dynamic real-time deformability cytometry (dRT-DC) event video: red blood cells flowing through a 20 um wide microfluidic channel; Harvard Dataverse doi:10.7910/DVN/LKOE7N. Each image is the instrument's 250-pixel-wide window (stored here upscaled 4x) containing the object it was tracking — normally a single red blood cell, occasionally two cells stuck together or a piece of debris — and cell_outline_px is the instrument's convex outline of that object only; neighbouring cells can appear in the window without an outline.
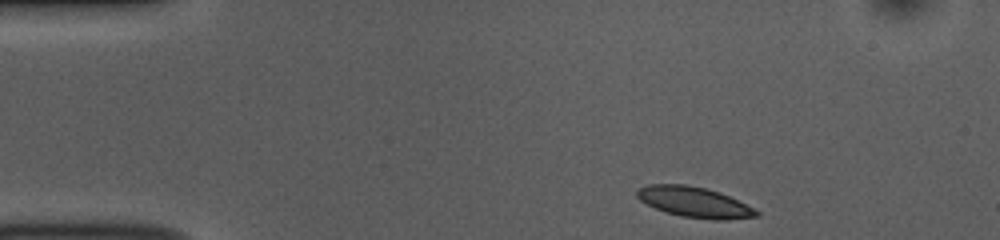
{"species": "common noctule bat (a hibernating species)", "species_latin": "Nyctalus noctula", "temperature_condition": "room temperature", "stored_images_in_passage": 45, "camera_frame_rate_fps": 3000, "um_per_image_px": 0.085, "animal": {"sex": "female", "body_mass_g": 10.0, "forearm_length_mm": 53.1}, "frame": {"image": 1, "passage_image": 1, "time_ms": 0.0, "image_size_px": [1000, 240], "cell_outline_px": [[760, 216], [724, 220], [712, 220], [680, 216], [656, 208], [640, 200], [636, 196], [636, 188], [648, 184], [688, 184], [704, 188], [728, 196], [760, 212]], "centroid_in_image_um": [58.98, 17.18], "position_along_channel_um": 26.0, "area_um2": 20.98}}
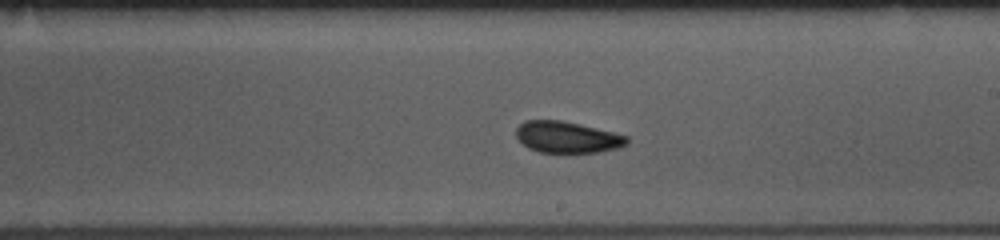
{"frame": {"image": 2, "passage_image": 23, "time_ms": 7.333, "image_size_px": [1000, 240], "cell_outline_px": [[628, 144], [620, 148], [596, 152], [540, 152], [528, 148], [516, 136], [516, 128], [524, 120], [560, 120], [580, 124], [628, 136]], "centroid_in_image_um": [48.21, 11.65], "position_along_channel_um": 240.8, "area_um2": 20.17}}
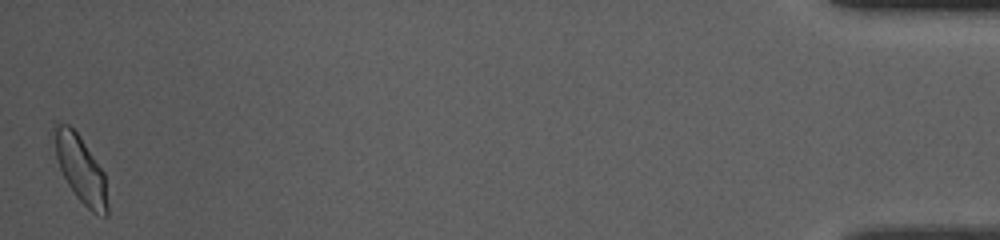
{"frame": {"image": 3, "passage_image": 45, "time_ms": 14.667, "image_size_px": [1000, 240], "cell_outline_px": [[108, 216], [104, 216], [92, 212], [76, 196], [68, 184], [60, 168], [56, 156], [52, 128], [52, 124], [68, 124], [80, 136], [104, 172], [108, 204]], "centroid_in_image_um": [6.86, 14.37], "position_along_channel_um": 428.3, "area_um2": 20.58}, "authors_computed_cell_mechanics": {"area_um2": 20.7502, "velocity_mm_per_s": 3.7939, "shape_relaxation_time_tau1_ms": 2.5252, "shape_relaxation_time_tau2_ms": 1.6361, "deformation_change_tau1": 0.0914, "deformation_change_tau2": 0.0539}}